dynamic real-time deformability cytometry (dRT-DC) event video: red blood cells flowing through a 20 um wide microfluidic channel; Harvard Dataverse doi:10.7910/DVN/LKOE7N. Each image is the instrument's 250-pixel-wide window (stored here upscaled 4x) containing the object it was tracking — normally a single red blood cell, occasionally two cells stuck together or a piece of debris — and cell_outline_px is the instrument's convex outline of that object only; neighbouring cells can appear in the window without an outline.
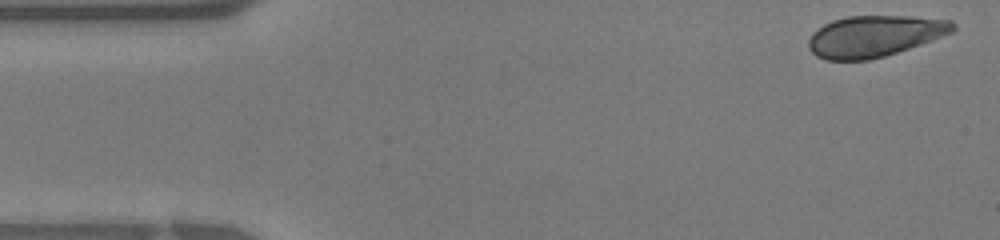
{"species": "human", "species_latin": "Homo sapiens", "temperature_condition": "warm", "stored_images_in_passage": 38, "camera_frame_rate_fps": 3000, "um_per_image_px": 0.085, "donor": {"sex": "female"}, "frame": {"image": 1, "passage_image": 1, "time_ms": 0.0, "image_size_px": [1000, 240], "cell_outline_px": [[956, 28], [952, 32], [932, 40], [884, 56], [868, 60], [824, 60], [816, 56], [808, 48], [808, 40], [812, 32], [824, 24], [832, 20], [848, 16], [912, 16], [952, 20], [956, 24]], "centroid_in_image_um": [74.31, 3.06], "position_along_channel_um": 10.7, "area_um2": 34.8}}
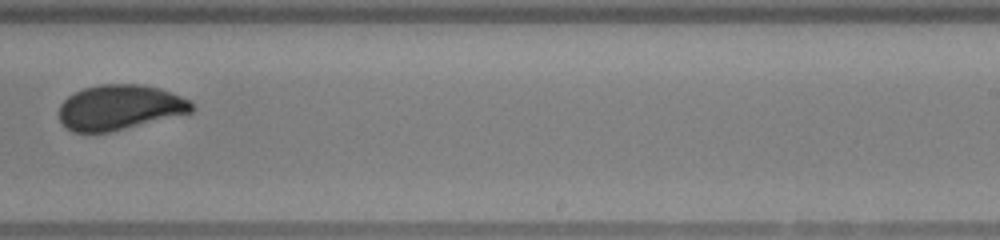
{"frame": {"image": 2, "passage_image": 23, "time_ms": 7.333, "image_size_px": [1000, 240], "cell_outline_px": [[196, 108], [192, 112], [108, 132], [72, 132], [60, 124], [60, 104], [68, 96], [84, 88], [100, 84], [140, 84], [160, 88], [192, 100]], "centroid_in_image_um": [10.19, 9.12], "position_along_channel_um": 278.8, "area_um2": 34.85}}
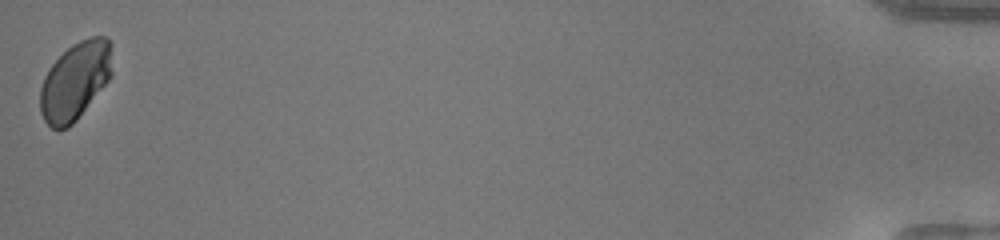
{"frame": {"image": 3, "passage_image": 38, "time_ms": 12.333, "image_size_px": [1000, 240], "cell_outline_px": [[112, 76], [76, 120], [68, 128], [52, 128], [44, 120], [40, 112], [40, 88], [44, 76], [48, 68], [72, 44], [80, 40], [92, 36], [108, 36], [112, 44]], "centroid_in_image_um": [6.41, 6.85], "position_along_channel_um": 428.8, "area_um2": 32.77}}